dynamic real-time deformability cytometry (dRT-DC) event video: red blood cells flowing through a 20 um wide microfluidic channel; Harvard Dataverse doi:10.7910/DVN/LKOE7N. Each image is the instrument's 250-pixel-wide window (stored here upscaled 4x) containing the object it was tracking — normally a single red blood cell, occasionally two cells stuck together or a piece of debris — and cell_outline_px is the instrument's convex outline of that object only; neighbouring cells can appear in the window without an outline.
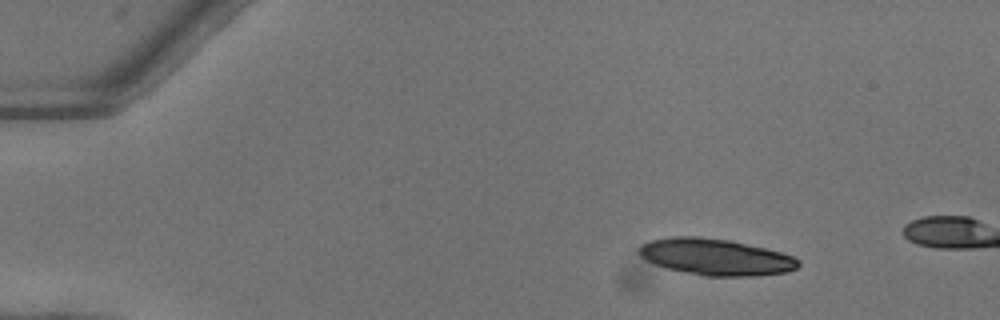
{"species": "common noctule bat (a hibernating species)", "species_latin": "Nyctalus noctula", "temperature_condition": "warm", "stored_images_in_passage": 10, "camera_frame_rate_fps": 3000, "um_per_image_px": 0.085, "animal": {"sex": "female"}, "frame": {"image": 1, "passage_image": 1, "time_ms": 0.0, "image_size_px": [1000, 320], "cell_outline_px": [[800, 264], [796, 268], [788, 272], [756, 276], [704, 276], [668, 268], [656, 264], [640, 256], [640, 244], [652, 240], [672, 236], [696, 236], [732, 240], [780, 252], [792, 256], [800, 260]], "centroid_in_image_um": [60.87, 21.84], "position_along_channel_um": 24.1, "area_um2": 33.76}}